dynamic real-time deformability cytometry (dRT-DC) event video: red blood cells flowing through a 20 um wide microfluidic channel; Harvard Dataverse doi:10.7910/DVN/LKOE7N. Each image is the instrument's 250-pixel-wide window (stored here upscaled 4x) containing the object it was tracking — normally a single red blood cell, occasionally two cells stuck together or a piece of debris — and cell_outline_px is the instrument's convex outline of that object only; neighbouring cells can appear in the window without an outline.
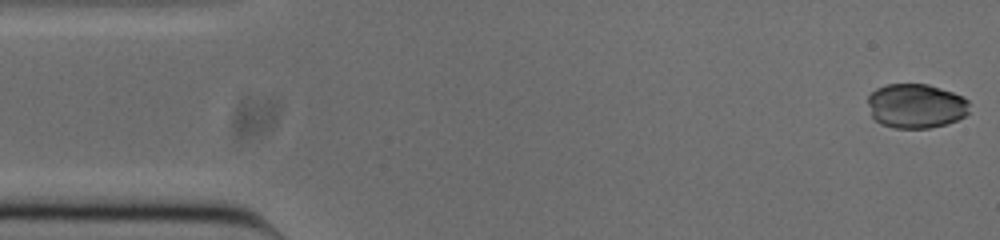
{"species": "common noctule bat (a hibernating species)", "species_latin": "Nyctalus noctula", "temperature_condition": "cold", "stored_images_in_passage": 51, "camera_frame_rate_fps": 3000, "um_per_image_px": 0.085, "animal": {"sex": "male", "body_mass_g": 20.0, "forearm_length_mm": 53.3}, "frame": {"image": 1, "passage_image": 1, "time_ms": 0.0, "image_size_px": [1000, 240], "cell_outline_px": [[968, 112], [964, 116], [948, 124], [928, 128], [896, 128], [880, 124], [872, 116], [868, 104], [868, 96], [876, 88], [888, 84], [928, 84], [952, 92], [968, 100]], "centroid_in_image_um": [77.84, 9.01], "position_along_channel_um": 7.2, "area_um2": 26.24}}
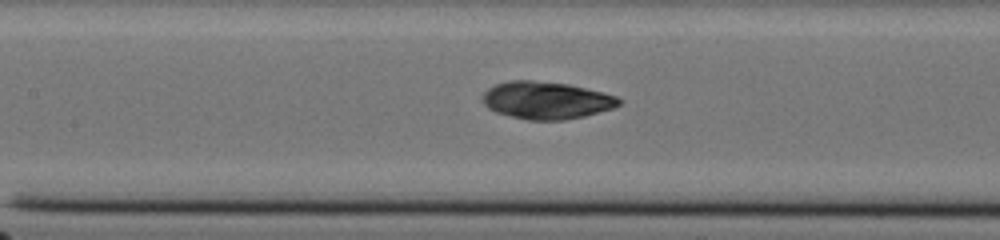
{"frame": {"image": 2, "passage_image": 22, "time_ms": 7.0, "image_size_px": [1000, 240], "cell_outline_px": [[624, 100], [620, 104], [612, 108], [584, 116], [564, 120], [528, 120], [496, 112], [488, 108], [484, 104], [484, 92], [488, 88], [496, 84], [508, 80], [532, 80], [568, 84], [604, 92], [616, 96]], "centroid_in_image_um": [46.46, 8.52], "position_along_channel_um": 160.9, "area_um2": 29.65}}
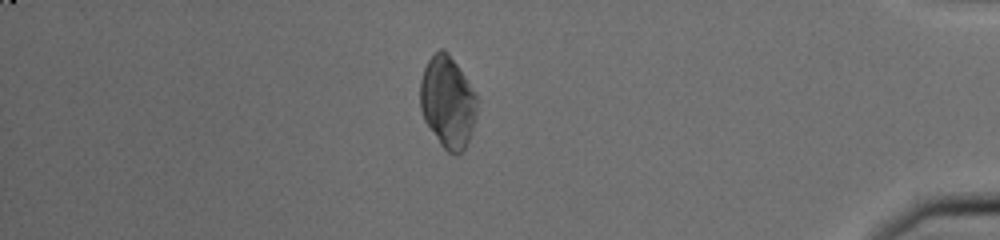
{"frame": {"image": 3, "passage_image": 44, "time_ms": 14.333, "image_size_px": [1000, 240], "cell_outline_px": [[476, 120], [464, 152], [456, 156], [448, 152], [440, 144], [424, 120], [420, 108], [420, 80], [424, 68], [428, 60], [440, 48], [444, 48], [448, 52], [464, 76], [476, 96]], "centroid_in_image_um": [38.04, 8.71], "position_along_channel_um": 397.2, "area_um2": 30.35}, "authors_computed_cell_mechanics": {"area_um2": 29.4202, "velocity_mm_per_s": 3.8541, "shape_relaxation_time_tau1_ms": 8.1854, "shape_relaxation_time_tau2_ms": 2.9707, "deformation_change_tau1": 0.1599, "deformation_change_tau2": 0.0524}}